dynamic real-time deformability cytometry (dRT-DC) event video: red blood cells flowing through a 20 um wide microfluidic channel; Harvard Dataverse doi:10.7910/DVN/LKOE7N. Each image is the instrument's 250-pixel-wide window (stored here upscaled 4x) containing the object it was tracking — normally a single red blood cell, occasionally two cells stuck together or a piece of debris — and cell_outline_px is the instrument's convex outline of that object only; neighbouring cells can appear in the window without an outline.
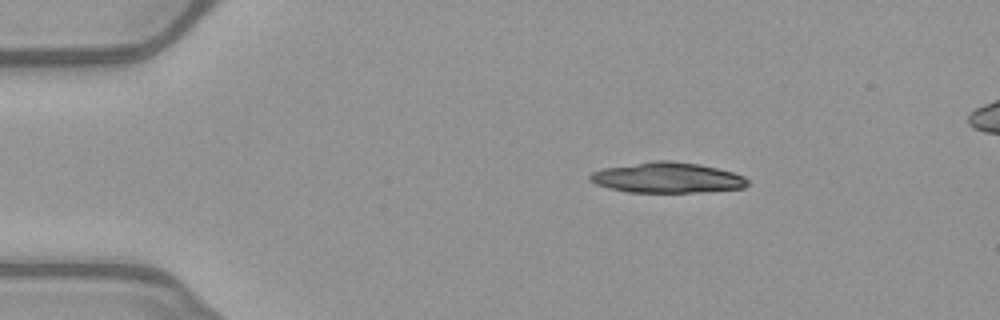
{"species": "common noctule bat (a hibernating species)", "species_latin": "Nyctalus noctula", "temperature_condition": "warm", "stored_images_in_passage": 26, "camera_frame_rate_fps": 3000, "um_per_image_px": 0.085, "animal": {"sex": "female", "body_mass_g": 21.9}, "frame": {"image": 1, "passage_image": 8, "time_ms": 2.333, "image_size_px": [1000, 320], "cell_outline_px": [[748, 184], [744, 188], [700, 192], [628, 192], [608, 188], [596, 184], [588, 180], [588, 176], [592, 172], [604, 168], [652, 160], [672, 160], [700, 164], [732, 172], [744, 176], [748, 180]], "centroid_in_image_um": [56.7, 15.1], "position_along_channel_um": 28.3, "area_um2": 28.15}}